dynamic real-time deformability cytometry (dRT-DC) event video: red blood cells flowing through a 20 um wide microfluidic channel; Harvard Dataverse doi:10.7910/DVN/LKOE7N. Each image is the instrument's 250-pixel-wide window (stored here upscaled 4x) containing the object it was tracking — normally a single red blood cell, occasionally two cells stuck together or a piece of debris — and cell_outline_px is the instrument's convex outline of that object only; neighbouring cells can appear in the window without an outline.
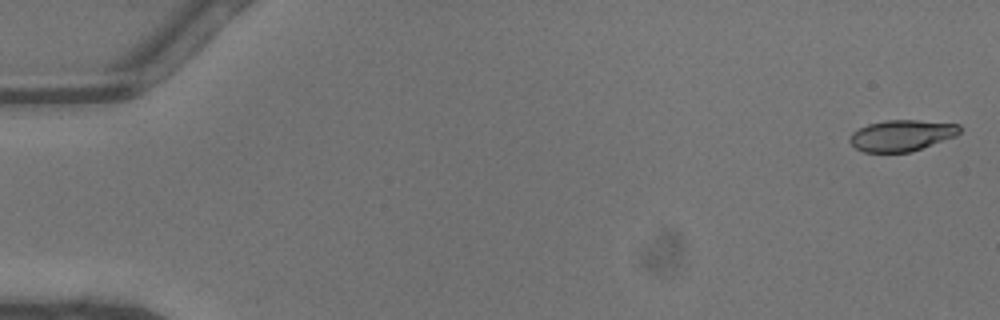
{"species": "common noctule bat (a hibernating species)", "species_latin": "Nyctalus noctula", "temperature_condition": "warm", "stored_images_in_passage": 46, "camera_frame_rate_fps": 3000, "um_per_image_px": 0.085, "animal": {"sex": "male", "body_mass_g": 13.3}, "frame": {"image": 1, "passage_image": 1, "time_ms": 0.0, "image_size_px": [1000, 320], "cell_outline_px": [[960, 132], [956, 136], [912, 152], [864, 152], [856, 148], [848, 140], [852, 132], [868, 124], [884, 120], [916, 120], [960, 124]], "centroid_in_image_um": [76.65, 11.51], "position_along_channel_um": 8.4, "area_um2": 20.0}}
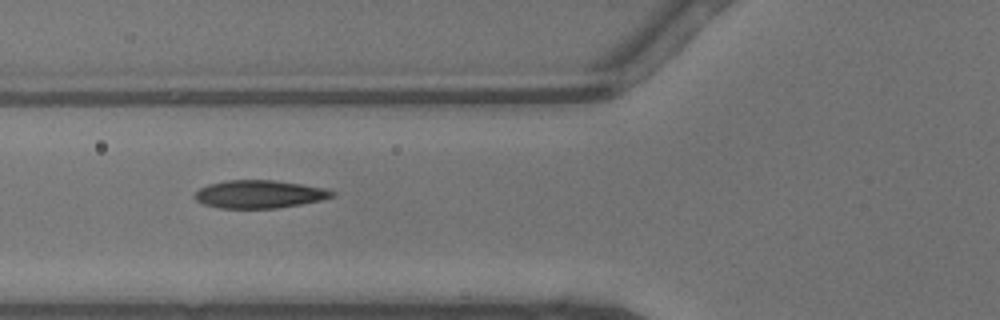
{"frame": {"image": 2, "passage_image": 18, "time_ms": 5.667, "image_size_px": [1000, 320], "cell_outline_px": [[336, 196], [320, 200], [300, 204], [276, 208], [220, 208], [204, 204], [196, 200], [192, 196], [200, 188], [208, 184], [228, 180], [272, 180], [300, 184], [324, 188], [336, 192]], "centroid_in_image_um": [22.03, 16.5], "position_along_channel_um": 103.8, "area_um2": 22.25}}
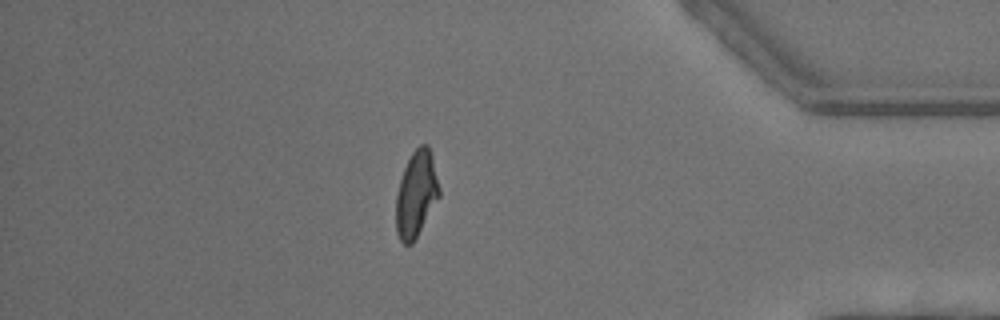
{"frame": {"image": 3, "passage_image": 40, "time_ms": 13.0, "image_size_px": [1000, 320], "cell_outline_px": [[440, 196], [412, 244], [404, 244], [400, 240], [396, 232], [396, 196], [400, 180], [404, 168], [412, 152], [420, 144], [428, 144], [432, 156], [440, 188]], "centroid_in_image_um": [35.38, 16.49], "position_along_channel_um": 399.8, "area_um2": 21.56}, "authors_computed_cell_mechanics": {"area_um2": 21.7617, "velocity_mm_per_s": 4.5187, "shape_relaxation_time_tau1_ms": 4.2264, "shape_relaxation_time_tau2_ms": 1.1795, "deformation_change_tau1": 0.175, "deformation_change_tau2": 0.0737}}